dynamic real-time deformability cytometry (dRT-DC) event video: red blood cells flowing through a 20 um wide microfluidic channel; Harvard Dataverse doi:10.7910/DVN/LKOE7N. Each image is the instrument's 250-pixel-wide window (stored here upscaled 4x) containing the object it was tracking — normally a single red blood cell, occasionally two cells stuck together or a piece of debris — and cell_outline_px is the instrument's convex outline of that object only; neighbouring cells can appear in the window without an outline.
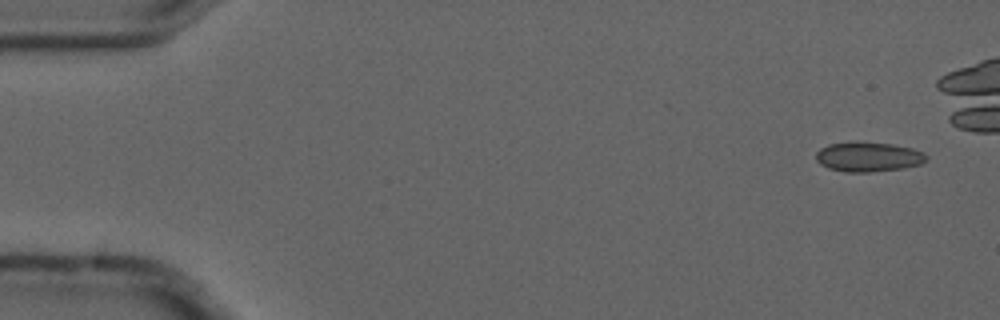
{"species": "common noctule bat (a hibernating species)", "species_latin": "Nyctalus noctula", "temperature_condition": "cold", "stored_images_in_passage": 5, "camera_frame_rate_fps": 3000, "um_per_image_px": 0.085, "animal": {"sex": "male", "forearm_length_mm": 52.5}, "frame": {"image": 1, "passage_image": 1, "time_ms": 0.0, "image_size_px": [1000, 320], "cell_outline_px": [[928, 160], [920, 164], [904, 168], [872, 172], [844, 172], [828, 168], [820, 164], [816, 160], [816, 152], [820, 148], [828, 144], [848, 140], [856, 140], [892, 144], [912, 148], [924, 152], [928, 156]], "centroid_in_image_um": [73.79, 13.31], "position_along_channel_um": 11.2, "area_um2": 19.71}}